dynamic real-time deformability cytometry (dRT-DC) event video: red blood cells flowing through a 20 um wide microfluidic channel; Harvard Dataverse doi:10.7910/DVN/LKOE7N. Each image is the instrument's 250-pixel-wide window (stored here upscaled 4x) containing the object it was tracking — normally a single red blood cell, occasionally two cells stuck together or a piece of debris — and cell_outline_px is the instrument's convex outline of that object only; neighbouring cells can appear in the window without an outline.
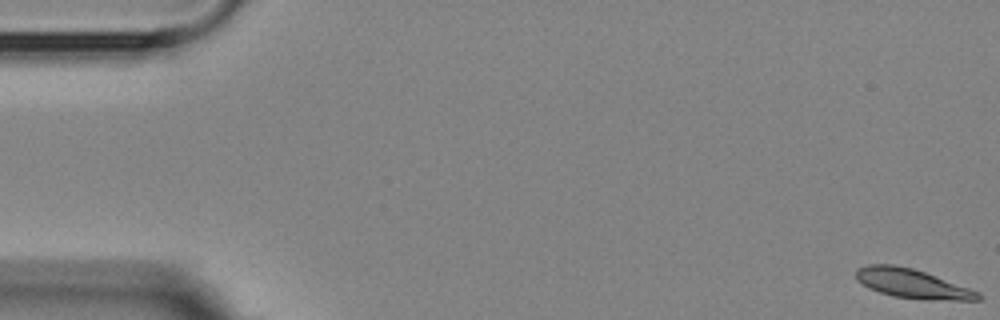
{"species": "Egyptian fruit bat (a non-hibernating species)", "species_latin": "Rousettus aegyptiacus", "temperature_condition": "room temperature", "stored_images_in_passage": 6, "camera_frame_rate_fps": 3000, "um_per_image_px": 0.085, "animal": {"sex": "female"}, "frame": {"image": 1, "passage_image": 1, "time_ms": 0.0, "image_size_px": [1000, 320], "cell_outline_px": [[980, 300], [924, 300], [892, 296], [868, 288], [856, 280], [856, 268], [868, 264], [892, 264], [912, 268], [924, 272], [980, 292]], "centroid_in_image_um": [77.49, 24.11], "position_along_channel_um": 7.5, "area_um2": 20.75}}
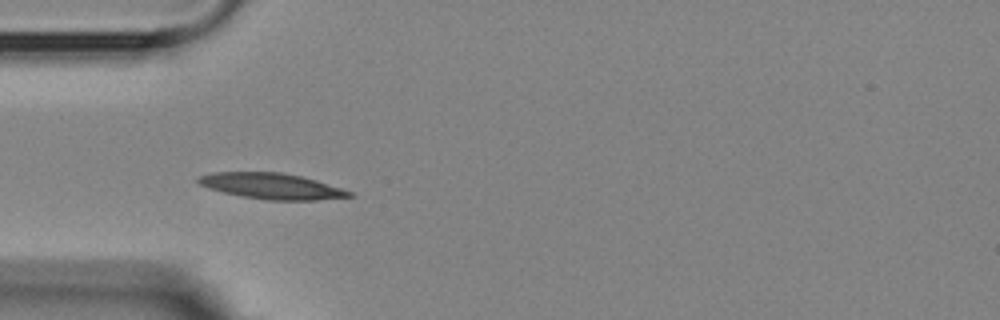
{"frame": {"image": 2, "passage_image": 5, "time_ms": 5.333, "image_size_px": [1000, 320], "cell_outline_px": [[356, 196], [316, 200], [268, 200], [244, 196], [224, 192], [208, 188], [200, 184], [196, 180], [200, 176], [212, 172], [280, 172], [300, 176], [316, 180], [352, 192]], "centroid_in_image_um": [23.1, 15.82], "position_along_channel_um": 61.9, "area_um2": 22.48}}
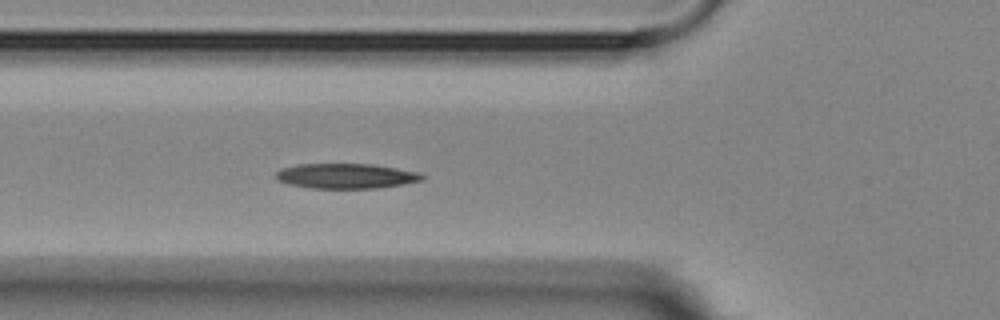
{"frame": {"image": 3, "passage_image": 6, "time_ms": 6.333, "image_size_px": [1000, 320], "cell_outline_px": [[424, 176], [420, 180], [400, 184], [376, 188], [312, 188], [288, 184], [276, 180], [276, 172], [280, 168], [300, 164], [372, 164], [420, 172]], "centroid_in_image_um": [29.35, 14.95], "position_along_channel_um": 96.4, "area_um2": 21.15}}